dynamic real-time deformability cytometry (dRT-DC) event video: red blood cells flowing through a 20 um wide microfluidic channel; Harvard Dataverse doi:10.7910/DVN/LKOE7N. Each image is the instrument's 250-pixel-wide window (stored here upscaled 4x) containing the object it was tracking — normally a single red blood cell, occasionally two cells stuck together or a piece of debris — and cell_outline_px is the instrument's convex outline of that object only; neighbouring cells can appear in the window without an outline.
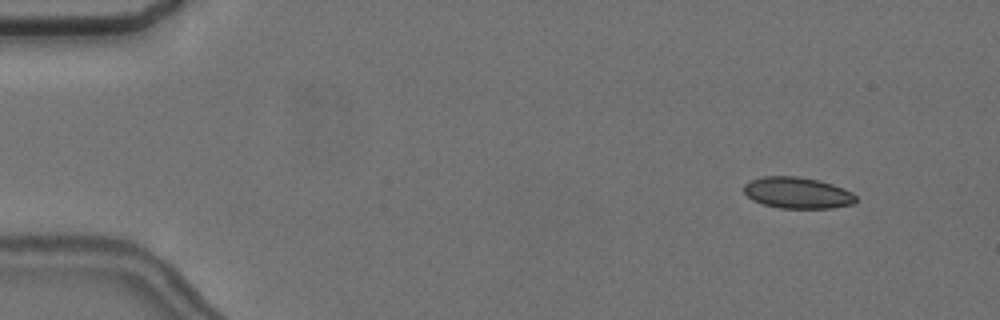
{"species": "common noctule bat (a hibernating species)", "species_latin": "Nyctalus noctula", "temperature_condition": "cold", "stored_images_in_passage": 5, "camera_frame_rate_fps": 3000, "um_per_image_px": 0.085, "animal": {"sex": "female", "body_mass_g": 24.6, "forearm_length_mm": 56.2}, "frame": {"image": 1, "passage_image": 2, "time_ms": 1.0, "image_size_px": [1000, 320], "cell_outline_px": [[856, 204], [832, 208], [780, 208], [764, 204], [752, 200], [744, 192], [744, 184], [752, 180], [764, 176], [796, 176], [820, 180], [844, 188], [852, 192], [856, 196]], "centroid_in_image_um": [67.82, 16.39], "position_along_channel_um": 17.2, "area_um2": 20.52}}